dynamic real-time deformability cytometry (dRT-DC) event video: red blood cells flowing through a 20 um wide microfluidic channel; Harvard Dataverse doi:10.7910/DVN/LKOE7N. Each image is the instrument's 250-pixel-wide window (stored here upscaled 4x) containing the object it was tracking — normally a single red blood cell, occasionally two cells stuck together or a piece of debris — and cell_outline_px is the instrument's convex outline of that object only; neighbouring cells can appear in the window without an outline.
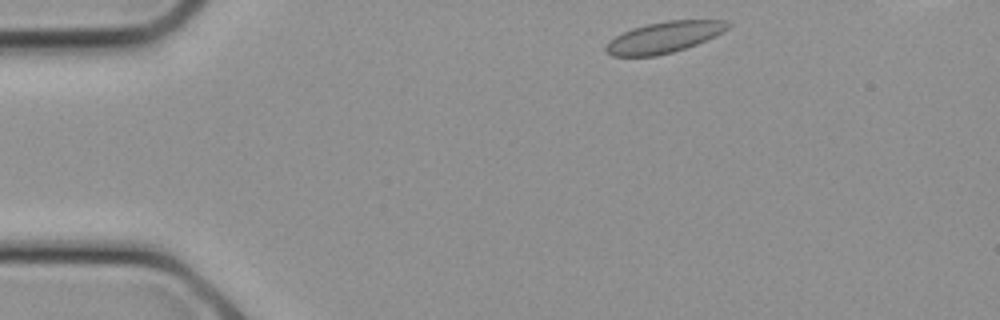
{"species": "common noctule bat (a hibernating species)", "species_latin": "Nyctalus noctula", "temperature_condition": "cold", "stored_images_in_passage": 6, "camera_frame_rate_fps": 3000, "um_per_image_px": 0.085, "animal": {"sex": "female", "body_mass_g": 21.9}, "frame": {"image": 1, "passage_image": 1, "time_ms": 0.0, "image_size_px": [1000, 320], "cell_outline_px": [[732, 24], [724, 32], [716, 36], [696, 44], [672, 52], [656, 56], [612, 56], [604, 48], [616, 36], [632, 28], [648, 24], [668, 20], [728, 20]], "centroid_in_image_um": [56.51, 3.16], "position_along_channel_um": 28.5, "area_um2": 21.91}}
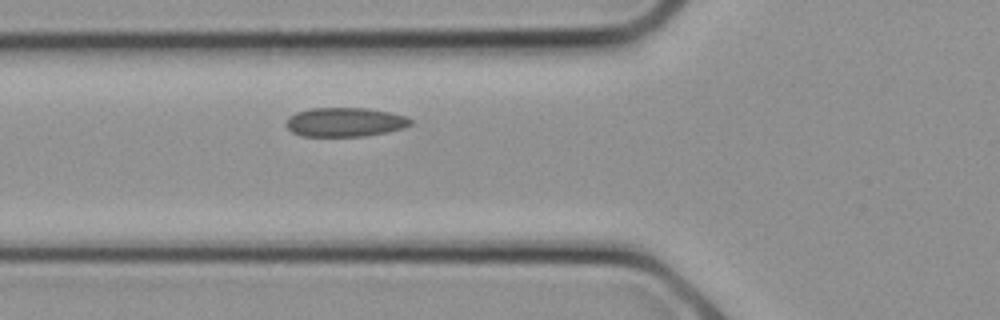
{"frame": {"image": 2, "passage_image": 6, "time_ms": 1.667, "image_size_px": [1000, 320], "cell_outline_px": [[412, 124], [404, 128], [388, 132], [364, 136], [304, 136], [292, 132], [284, 124], [288, 116], [296, 112], [312, 108], [368, 108], [392, 112], [404, 116], [412, 120]], "centroid_in_image_um": [29.32, 10.37], "position_along_channel_um": 96.5, "area_um2": 21.27}}